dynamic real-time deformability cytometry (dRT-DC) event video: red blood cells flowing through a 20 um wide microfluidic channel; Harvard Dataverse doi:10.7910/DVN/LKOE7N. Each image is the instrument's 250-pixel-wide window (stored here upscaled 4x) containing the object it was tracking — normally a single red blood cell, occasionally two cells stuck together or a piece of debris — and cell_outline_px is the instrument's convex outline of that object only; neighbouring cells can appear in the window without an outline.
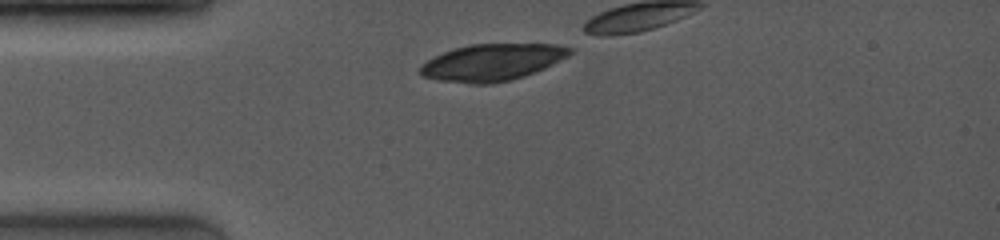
{"species": "common noctule bat (a hibernating species)", "species_latin": "Nyctalus noctula", "temperature_condition": "room temperature", "stored_images_in_passage": 3, "camera_frame_rate_fps": 4000, "um_per_image_px": 0.085, "animal": {"sex": "female", "body_mass_g": 19.0, "forearm_length_mm": 53.3}, "frame": {"image": 1, "passage_image": 1, "time_ms": 0.0, "image_size_px": [1000, 240], "cell_outline_px": [[572, 52], [568, 56], [544, 68], [524, 76], [512, 80], [488, 84], [472, 84], [440, 80], [420, 76], [420, 64], [452, 48], [468, 44], [556, 44], [572, 48]], "centroid_in_image_um": [41.81, 5.29], "position_along_channel_um": 43.2, "area_um2": 32.08}}